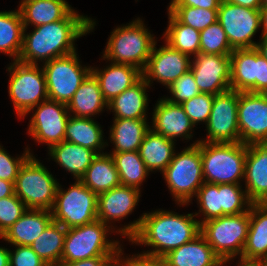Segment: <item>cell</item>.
Wrapping results in <instances>:
<instances>
[{
  "instance_id": "obj_1",
  "label": "cell",
  "mask_w": 267,
  "mask_h": 266,
  "mask_svg": "<svg viewBox=\"0 0 267 266\" xmlns=\"http://www.w3.org/2000/svg\"><path fill=\"white\" fill-rule=\"evenodd\" d=\"M196 213L178 215L165 210L144 213L136 221L120 228L117 232L128 236L135 244H142L154 248L142 254L162 258L168 252L193 240L201 233L200 220L193 219Z\"/></svg>"
},
{
  "instance_id": "obj_2",
  "label": "cell",
  "mask_w": 267,
  "mask_h": 266,
  "mask_svg": "<svg viewBox=\"0 0 267 266\" xmlns=\"http://www.w3.org/2000/svg\"><path fill=\"white\" fill-rule=\"evenodd\" d=\"M91 18L72 10L64 19L35 27L34 31L23 32V45L18 61L37 65L57 57L76 52L74 41L95 27Z\"/></svg>"
},
{
  "instance_id": "obj_3",
  "label": "cell",
  "mask_w": 267,
  "mask_h": 266,
  "mask_svg": "<svg viewBox=\"0 0 267 266\" xmlns=\"http://www.w3.org/2000/svg\"><path fill=\"white\" fill-rule=\"evenodd\" d=\"M203 178L211 184H240L245 176L247 145L200 141ZM239 180V181H238Z\"/></svg>"
},
{
  "instance_id": "obj_4",
  "label": "cell",
  "mask_w": 267,
  "mask_h": 266,
  "mask_svg": "<svg viewBox=\"0 0 267 266\" xmlns=\"http://www.w3.org/2000/svg\"><path fill=\"white\" fill-rule=\"evenodd\" d=\"M153 38L142 19L138 18L113 30L102 57L112 63L132 65L143 71L157 43Z\"/></svg>"
},
{
  "instance_id": "obj_5",
  "label": "cell",
  "mask_w": 267,
  "mask_h": 266,
  "mask_svg": "<svg viewBox=\"0 0 267 266\" xmlns=\"http://www.w3.org/2000/svg\"><path fill=\"white\" fill-rule=\"evenodd\" d=\"M109 228L96 219L85 225L66 229L61 262H75L97 256H117L119 241L106 239ZM110 241V242H109Z\"/></svg>"
},
{
  "instance_id": "obj_6",
  "label": "cell",
  "mask_w": 267,
  "mask_h": 266,
  "mask_svg": "<svg viewBox=\"0 0 267 266\" xmlns=\"http://www.w3.org/2000/svg\"><path fill=\"white\" fill-rule=\"evenodd\" d=\"M168 188L177 204L187 205L205 182L203 178L200 141H196L179 154L174 153L172 161L163 172Z\"/></svg>"
},
{
  "instance_id": "obj_7",
  "label": "cell",
  "mask_w": 267,
  "mask_h": 266,
  "mask_svg": "<svg viewBox=\"0 0 267 266\" xmlns=\"http://www.w3.org/2000/svg\"><path fill=\"white\" fill-rule=\"evenodd\" d=\"M249 222L250 209L236 215H223L201 224V234L223 261V265L238 254L242 256Z\"/></svg>"
},
{
  "instance_id": "obj_8",
  "label": "cell",
  "mask_w": 267,
  "mask_h": 266,
  "mask_svg": "<svg viewBox=\"0 0 267 266\" xmlns=\"http://www.w3.org/2000/svg\"><path fill=\"white\" fill-rule=\"evenodd\" d=\"M58 185L47 168L31 154L19 169L14 192L27 209L51 211Z\"/></svg>"
},
{
  "instance_id": "obj_9",
  "label": "cell",
  "mask_w": 267,
  "mask_h": 266,
  "mask_svg": "<svg viewBox=\"0 0 267 266\" xmlns=\"http://www.w3.org/2000/svg\"><path fill=\"white\" fill-rule=\"evenodd\" d=\"M38 66L15 60L7 70L11 74L9 96L16 114L23 118L34 110L35 106L48 100L45 73L43 68Z\"/></svg>"
},
{
  "instance_id": "obj_10",
  "label": "cell",
  "mask_w": 267,
  "mask_h": 266,
  "mask_svg": "<svg viewBox=\"0 0 267 266\" xmlns=\"http://www.w3.org/2000/svg\"><path fill=\"white\" fill-rule=\"evenodd\" d=\"M58 185L55 202L51 209L54 222L64 228L85 225L97 219L98 195L86 187L80 180L68 190Z\"/></svg>"
},
{
  "instance_id": "obj_11",
  "label": "cell",
  "mask_w": 267,
  "mask_h": 266,
  "mask_svg": "<svg viewBox=\"0 0 267 266\" xmlns=\"http://www.w3.org/2000/svg\"><path fill=\"white\" fill-rule=\"evenodd\" d=\"M77 52L44 63L48 99L68 104L91 67L82 68Z\"/></svg>"
},
{
  "instance_id": "obj_12",
  "label": "cell",
  "mask_w": 267,
  "mask_h": 266,
  "mask_svg": "<svg viewBox=\"0 0 267 266\" xmlns=\"http://www.w3.org/2000/svg\"><path fill=\"white\" fill-rule=\"evenodd\" d=\"M218 22L233 49L256 48L257 43L252 37L261 28L260 10L221 1L218 8Z\"/></svg>"
},
{
  "instance_id": "obj_13",
  "label": "cell",
  "mask_w": 267,
  "mask_h": 266,
  "mask_svg": "<svg viewBox=\"0 0 267 266\" xmlns=\"http://www.w3.org/2000/svg\"><path fill=\"white\" fill-rule=\"evenodd\" d=\"M230 59L232 90L267 93V60L256 48L234 49Z\"/></svg>"
},
{
  "instance_id": "obj_14",
  "label": "cell",
  "mask_w": 267,
  "mask_h": 266,
  "mask_svg": "<svg viewBox=\"0 0 267 266\" xmlns=\"http://www.w3.org/2000/svg\"><path fill=\"white\" fill-rule=\"evenodd\" d=\"M239 92L228 90L214 96L212 110L206 124L208 143L239 142L238 127Z\"/></svg>"
},
{
  "instance_id": "obj_15",
  "label": "cell",
  "mask_w": 267,
  "mask_h": 266,
  "mask_svg": "<svg viewBox=\"0 0 267 266\" xmlns=\"http://www.w3.org/2000/svg\"><path fill=\"white\" fill-rule=\"evenodd\" d=\"M239 142L267 144V94L239 92Z\"/></svg>"
},
{
  "instance_id": "obj_16",
  "label": "cell",
  "mask_w": 267,
  "mask_h": 266,
  "mask_svg": "<svg viewBox=\"0 0 267 266\" xmlns=\"http://www.w3.org/2000/svg\"><path fill=\"white\" fill-rule=\"evenodd\" d=\"M31 117L28 133L39 143L52 147L65 140L69 119L67 104L52 100L41 102Z\"/></svg>"
},
{
  "instance_id": "obj_17",
  "label": "cell",
  "mask_w": 267,
  "mask_h": 266,
  "mask_svg": "<svg viewBox=\"0 0 267 266\" xmlns=\"http://www.w3.org/2000/svg\"><path fill=\"white\" fill-rule=\"evenodd\" d=\"M190 71L201 93L216 95L231 89L230 55L200 52L191 61Z\"/></svg>"
},
{
  "instance_id": "obj_18",
  "label": "cell",
  "mask_w": 267,
  "mask_h": 266,
  "mask_svg": "<svg viewBox=\"0 0 267 266\" xmlns=\"http://www.w3.org/2000/svg\"><path fill=\"white\" fill-rule=\"evenodd\" d=\"M155 46L156 43L142 71V78L149 85L151 80H157L168 88L190 70V56L172 48L167 43L159 49Z\"/></svg>"
},
{
  "instance_id": "obj_19",
  "label": "cell",
  "mask_w": 267,
  "mask_h": 266,
  "mask_svg": "<svg viewBox=\"0 0 267 266\" xmlns=\"http://www.w3.org/2000/svg\"><path fill=\"white\" fill-rule=\"evenodd\" d=\"M245 191L252 203H267V144L247 146Z\"/></svg>"
},
{
  "instance_id": "obj_20",
  "label": "cell",
  "mask_w": 267,
  "mask_h": 266,
  "mask_svg": "<svg viewBox=\"0 0 267 266\" xmlns=\"http://www.w3.org/2000/svg\"><path fill=\"white\" fill-rule=\"evenodd\" d=\"M157 102L153 109L152 130L173 141L176 137L190 139L194 124L186 115L182 106L171 103L166 98Z\"/></svg>"
},
{
  "instance_id": "obj_21",
  "label": "cell",
  "mask_w": 267,
  "mask_h": 266,
  "mask_svg": "<svg viewBox=\"0 0 267 266\" xmlns=\"http://www.w3.org/2000/svg\"><path fill=\"white\" fill-rule=\"evenodd\" d=\"M140 189L119 185L98 194L97 219L108 225L111 220L124 219L139 202Z\"/></svg>"
},
{
  "instance_id": "obj_22",
  "label": "cell",
  "mask_w": 267,
  "mask_h": 266,
  "mask_svg": "<svg viewBox=\"0 0 267 266\" xmlns=\"http://www.w3.org/2000/svg\"><path fill=\"white\" fill-rule=\"evenodd\" d=\"M164 266H222L223 261L200 233L193 240L168 252L162 258Z\"/></svg>"
},
{
  "instance_id": "obj_23",
  "label": "cell",
  "mask_w": 267,
  "mask_h": 266,
  "mask_svg": "<svg viewBox=\"0 0 267 266\" xmlns=\"http://www.w3.org/2000/svg\"><path fill=\"white\" fill-rule=\"evenodd\" d=\"M91 72L97 78L107 103L142 78V71L128 64L111 63L103 70L91 67Z\"/></svg>"
},
{
  "instance_id": "obj_24",
  "label": "cell",
  "mask_w": 267,
  "mask_h": 266,
  "mask_svg": "<svg viewBox=\"0 0 267 266\" xmlns=\"http://www.w3.org/2000/svg\"><path fill=\"white\" fill-rule=\"evenodd\" d=\"M52 221L49 210L27 209L0 238L15 246H30Z\"/></svg>"
},
{
  "instance_id": "obj_25",
  "label": "cell",
  "mask_w": 267,
  "mask_h": 266,
  "mask_svg": "<svg viewBox=\"0 0 267 266\" xmlns=\"http://www.w3.org/2000/svg\"><path fill=\"white\" fill-rule=\"evenodd\" d=\"M242 258L267 261V203H252Z\"/></svg>"
},
{
  "instance_id": "obj_26",
  "label": "cell",
  "mask_w": 267,
  "mask_h": 266,
  "mask_svg": "<svg viewBox=\"0 0 267 266\" xmlns=\"http://www.w3.org/2000/svg\"><path fill=\"white\" fill-rule=\"evenodd\" d=\"M147 87H150L149 84L141 78L132 87L108 102L107 109L113 110L114 119H146Z\"/></svg>"
},
{
  "instance_id": "obj_27",
  "label": "cell",
  "mask_w": 267,
  "mask_h": 266,
  "mask_svg": "<svg viewBox=\"0 0 267 266\" xmlns=\"http://www.w3.org/2000/svg\"><path fill=\"white\" fill-rule=\"evenodd\" d=\"M107 108L100 84L92 72L83 80L72 99L67 104L69 112H73L74 117L91 118L92 116Z\"/></svg>"
},
{
  "instance_id": "obj_28",
  "label": "cell",
  "mask_w": 267,
  "mask_h": 266,
  "mask_svg": "<svg viewBox=\"0 0 267 266\" xmlns=\"http://www.w3.org/2000/svg\"><path fill=\"white\" fill-rule=\"evenodd\" d=\"M48 154L58 165L73 174L76 180L84 176L92 160L98 155L92 149L65 140L50 147Z\"/></svg>"
},
{
  "instance_id": "obj_29",
  "label": "cell",
  "mask_w": 267,
  "mask_h": 266,
  "mask_svg": "<svg viewBox=\"0 0 267 266\" xmlns=\"http://www.w3.org/2000/svg\"><path fill=\"white\" fill-rule=\"evenodd\" d=\"M72 10L65 0H31L19 6L24 29L62 20Z\"/></svg>"
},
{
  "instance_id": "obj_30",
  "label": "cell",
  "mask_w": 267,
  "mask_h": 266,
  "mask_svg": "<svg viewBox=\"0 0 267 266\" xmlns=\"http://www.w3.org/2000/svg\"><path fill=\"white\" fill-rule=\"evenodd\" d=\"M174 143L173 140L154 132L151 128L146 132L138 152L149 172L165 171L175 153Z\"/></svg>"
},
{
  "instance_id": "obj_31",
  "label": "cell",
  "mask_w": 267,
  "mask_h": 266,
  "mask_svg": "<svg viewBox=\"0 0 267 266\" xmlns=\"http://www.w3.org/2000/svg\"><path fill=\"white\" fill-rule=\"evenodd\" d=\"M80 181L97 195L119 186L120 180L114 159L110 154H98Z\"/></svg>"
},
{
  "instance_id": "obj_32",
  "label": "cell",
  "mask_w": 267,
  "mask_h": 266,
  "mask_svg": "<svg viewBox=\"0 0 267 266\" xmlns=\"http://www.w3.org/2000/svg\"><path fill=\"white\" fill-rule=\"evenodd\" d=\"M146 121L147 119H114L110 128V142L115 145L112 153L138 151L150 129Z\"/></svg>"
},
{
  "instance_id": "obj_33",
  "label": "cell",
  "mask_w": 267,
  "mask_h": 266,
  "mask_svg": "<svg viewBox=\"0 0 267 266\" xmlns=\"http://www.w3.org/2000/svg\"><path fill=\"white\" fill-rule=\"evenodd\" d=\"M102 133L101 127L92 118L70 115L65 129V141L92 149L97 154H103L101 149L106 142L103 140Z\"/></svg>"
},
{
  "instance_id": "obj_34",
  "label": "cell",
  "mask_w": 267,
  "mask_h": 266,
  "mask_svg": "<svg viewBox=\"0 0 267 266\" xmlns=\"http://www.w3.org/2000/svg\"><path fill=\"white\" fill-rule=\"evenodd\" d=\"M66 228L52 221L30 245L32 250L49 266L61 263Z\"/></svg>"
},
{
  "instance_id": "obj_35",
  "label": "cell",
  "mask_w": 267,
  "mask_h": 266,
  "mask_svg": "<svg viewBox=\"0 0 267 266\" xmlns=\"http://www.w3.org/2000/svg\"><path fill=\"white\" fill-rule=\"evenodd\" d=\"M24 25L18 10L0 12V52L18 60L23 45Z\"/></svg>"
},
{
  "instance_id": "obj_36",
  "label": "cell",
  "mask_w": 267,
  "mask_h": 266,
  "mask_svg": "<svg viewBox=\"0 0 267 266\" xmlns=\"http://www.w3.org/2000/svg\"><path fill=\"white\" fill-rule=\"evenodd\" d=\"M169 25L164 33L165 41L172 48L188 56L200 53V31L181 23L169 10Z\"/></svg>"
},
{
  "instance_id": "obj_37",
  "label": "cell",
  "mask_w": 267,
  "mask_h": 266,
  "mask_svg": "<svg viewBox=\"0 0 267 266\" xmlns=\"http://www.w3.org/2000/svg\"><path fill=\"white\" fill-rule=\"evenodd\" d=\"M114 159L120 184L139 189L149 174L138 151L110 153Z\"/></svg>"
},
{
  "instance_id": "obj_38",
  "label": "cell",
  "mask_w": 267,
  "mask_h": 266,
  "mask_svg": "<svg viewBox=\"0 0 267 266\" xmlns=\"http://www.w3.org/2000/svg\"><path fill=\"white\" fill-rule=\"evenodd\" d=\"M233 48L220 23L216 21L200 31V52L204 54L230 55Z\"/></svg>"
},
{
  "instance_id": "obj_39",
  "label": "cell",
  "mask_w": 267,
  "mask_h": 266,
  "mask_svg": "<svg viewBox=\"0 0 267 266\" xmlns=\"http://www.w3.org/2000/svg\"><path fill=\"white\" fill-rule=\"evenodd\" d=\"M240 184H219L221 192V216L247 212L252 202ZM246 206V209L245 206Z\"/></svg>"
},
{
  "instance_id": "obj_40",
  "label": "cell",
  "mask_w": 267,
  "mask_h": 266,
  "mask_svg": "<svg viewBox=\"0 0 267 266\" xmlns=\"http://www.w3.org/2000/svg\"><path fill=\"white\" fill-rule=\"evenodd\" d=\"M167 9L181 23L199 31L218 21V10L195 7H168Z\"/></svg>"
},
{
  "instance_id": "obj_41",
  "label": "cell",
  "mask_w": 267,
  "mask_h": 266,
  "mask_svg": "<svg viewBox=\"0 0 267 266\" xmlns=\"http://www.w3.org/2000/svg\"><path fill=\"white\" fill-rule=\"evenodd\" d=\"M197 200L200 205L199 213L205 216L199 221L200 225L211 219L221 217V192H219V184H211L204 182L197 191Z\"/></svg>"
},
{
  "instance_id": "obj_42",
  "label": "cell",
  "mask_w": 267,
  "mask_h": 266,
  "mask_svg": "<svg viewBox=\"0 0 267 266\" xmlns=\"http://www.w3.org/2000/svg\"><path fill=\"white\" fill-rule=\"evenodd\" d=\"M214 96L208 93H200L180 104L194 126L196 123L202 121L207 124L212 110Z\"/></svg>"
},
{
  "instance_id": "obj_43",
  "label": "cell",
  "mask_w": 267,
  "mask_h": 266,
  "mask_svg": "<svg viewBox=\"0 0 267 266\" xmlns=\"http://www.w3.org/2000/svg\"><path fill=\"white\" fill-rule=\"evenodd\" d=\"M27 210L25 204L14 193L12 196L0 199V237Z\"/></svg>"
},
{
  "instance_id": "obj_44",
  "label": "cell",
  "mask_w": 267,
  "mask_h": 266,
  "mask_svg": "<svg viewBox=\"0 0 267 266\" xmlns=\"http://www.w3.org/2000/svg\"><path fill=\"white\" fill-rule=\"evenodd\" d=\"M168 89H170L169 91L173 97H167L166 99L174 104H182L201 93L190 70L178 78Z\"/></svg>"
},
{
  "instance_id": "obj_45",
  "label": "cell",
  "mask_w": 267,
  "mask_h": 266,
  "mask_svg": "<svg viewBox=\"0 0 267 266\" xmlns=\"http://www.w3.org/2000/svg\"><path fill=\"white\" fill-rule=\"evenodd\" d=\"M30 155L31 153L27 149L21 157L15 159L0 145V179L14 183L20 167Z\"/></svg>"
},
{
  "instance_id": "obj_46",
  "label": "cell",
  "mask_w": 267,
  "mask_h": 266,
  "mask_svg": "<svg viewBox=\"0 0 267 266\" xmlns=\"http://www.w3.org/2000/svg\"><path fill=\"white\" fill-rule=\"evenodd\" d=\"M9 266H49L30 246L17 245L9 250Z\"/></svg>"
},
{
  "instance_id": "obj_47",
  "label": "cell",
  "mask_w": 267,
  "mask_h": 266,
  "mask_svg": "<svg viewBox=\"0 0 267 266\" xmlns=\"http://www.w3.org/2000/svg\"><path fill=\"white\" fill-rule=\"evenodd\" d=\"M121 255H123V253H122V249L120 248L115 260L121 266H164L162 259L160 258L147 256L144 254H139V255L137 254V256L132 255L131 258L128 257L127 259L123 260L121 258Z\"/></svg>"
},
{
  "instance_id": "obj_48",
  "label": "cell",
  "mask_w": 267,
  "mask_h": 266,
  "mask_svg": "<svg viewBox=\"0 0 267 266\" xmlns=\"http://www.w3.org/2000/svg\"><path fill=\"white\" fill-rule=\"evenodd\" d=\"M221 0H173L169 7H195L218 10Z\"/></svg>"
},
{
  "instance_id": "obj_49",
  "label": "cell",
  "mask_w": 267,
  "mask_h": 266,
  "mask_svg": "<svg viewBox=\"0 0 267 266\" xmlns=\"http://www.w3.org/2000/svg\"><path fill=\"white\" fill-rule=\"evenodd\" d=\"M116 256H97L75 262H61L57 266H108Z\"/></svg>"
},
{
  "instance_id": "obj_50",
  "label": "cell",
  "mask_w": 267,
  "mask_h": 266,
  "mask_svg": "<svg viewBox=\"0 0 267 266\" xmlns=\"http://www.w3.org/2000/svg\"><path fill=\"white\" fill-rule=\"evenodd\" d=\"M14 183L0 179V199L14 194Z\"/></svg>"
},
{
  "instance_id": "obj_51",
  "label": "cell",
  "mask_w": 267,
  "mask_h": 266,
  "mask_svg": "<svg viewBox=\"0 0 267 266\" xmlns=\"http://www.w3.org/2000/svg\"><path fill=\"white\" fill-rule=\"evenodd\" d=\"M229 2L235 5L251 8L254 10H260L262 6L261 0H230Z\"/></svg>"
},
{
  "instance_id": "obj_52",
  "label": "cell",
  "mask_w": 267,
  "mask_h": 266,
  "mask_svg": "<svg viewBox=\"0 0 267 266\" xmlns=\"http://www.w3.org/2000/svg\"><path fill=\"white\" fill-rule=\"evenodd\" d=\"M240 265L238 266H267V261L265 260H254V259H245L240 257Z\"/></svg>"
},
{
  "instance_id": "obj_53",
  "label": "cell",
  "mask_w": 267,
  "mask_h": 266,
  "mask_svg": "<svg viewBox=\"0 0 267 266\" xmlns=\"http://www.w3.org/2000/svg\"><path fill=\"white\" fill-rule=\"evenodd\" d=\"M260 21L263 27L261 36L267 35V5L261 6L260 8Z\"/></svg>"
},
{
  "instance_id": "obj_54",
  "label": "cell",
  "mask_w": 267,
  "mask_h": 266,
  "mask_svg": "<svg viewBox=\"0 0 267 266\" xmlns=\"http://www.w3.org/2000/svg\"><path fill=\"white\" fill-rule=\"evenodd\" d=\"M256 49L267 60V35L261 37V42L257 43Z\"/></svg>"
},
{
  "instance_id": "obj_55",
  "label": "cell",
  "mask_w": 267,
  "mask_h": 266,
  "mask_svg": "<svg viewBox=\"0 0 267 266\" xmlns=\"http://www.w3.org/2000/svg\"><path fill=\"white\" fill-rule=\"evenodd\" d=\"M0 266H9V250L0 247Z\"/></svg>"
},
{
  "instance_id": "obj_56",
  "label": "cell",
  "mask_w": 267,
  "mask_h": 266,
  "mask_svg": "<svg viewBox=\"0 0 267 266\" xmlns=\"http://www.w3.org/2000/svg\"><path fill=\"white\" fill-rule=\"evenodd\" d=\"M108 266H121L116 260H113Z\"/></svg>"
},
{
  "instance_id": "obj_57",
  "label": "cell",
  "mask_w": 267,
  "mask_h": 266,
  "mask_svg": "<svg viewBox=\"0 0 267 266\" xmlns=\"http://www.w3.org/2000/svg\"><path fill=\"white\" fill-rule=\"evenodd\" d=\"M262 6L267 5V0H261Z\"/></svg>"
},
{
  "instance_id": "obj_58",
  "label": "cell",
  "mask_w": 267,
  "mask_h": 266,
  "mask_svg": "<svg viewBox=\"0 0 267 266\" xmlns=\"http://www.w3.org/2000/svg\"><path fill=\"white\" fill-rule=\"evenodd\" d=\"M28 1H31V0H22L20 6H21L22 4L28 2Z\"/></svg>"
}]
</instances>
